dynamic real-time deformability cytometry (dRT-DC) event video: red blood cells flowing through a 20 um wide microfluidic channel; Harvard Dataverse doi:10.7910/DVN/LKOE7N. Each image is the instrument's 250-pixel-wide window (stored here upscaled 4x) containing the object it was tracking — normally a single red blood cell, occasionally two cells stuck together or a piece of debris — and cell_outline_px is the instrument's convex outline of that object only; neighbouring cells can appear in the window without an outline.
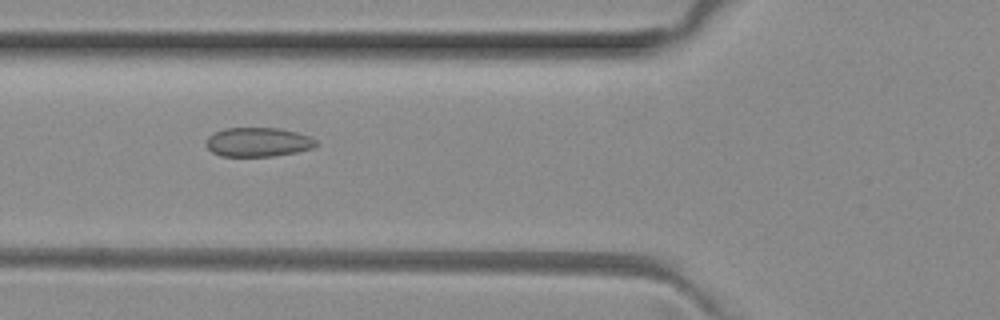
{"species": "common noctule bat (a hibernating species)", "species_latin": "Nyctalus noctula", "temperature_condition": "room temperature", "stored_images_in_passage": 5, "camera_frame_rate_fps": 3000, "um_per_image_px": 0.085, "animal": {"sex": "female", "body_mass_g": 29.2, "forearm_length_mm": 56.3}, "frame": {"image": 1, "passage_image": 5, "time_ms": 1.333, "image_size_px": [1000, 320], "cell_outline_px": [[316, 144], [312, 148], [296, 152], [272, 156], [220, 156], [212, 152], [204, 144], [208, 136], [224, 128], [280, 128], [312, 136], [316, 140]], "centroid_in_image_um": [21.92, 12.07], "position_along_channel_um": 103.9, "area_um2": 18.73}}